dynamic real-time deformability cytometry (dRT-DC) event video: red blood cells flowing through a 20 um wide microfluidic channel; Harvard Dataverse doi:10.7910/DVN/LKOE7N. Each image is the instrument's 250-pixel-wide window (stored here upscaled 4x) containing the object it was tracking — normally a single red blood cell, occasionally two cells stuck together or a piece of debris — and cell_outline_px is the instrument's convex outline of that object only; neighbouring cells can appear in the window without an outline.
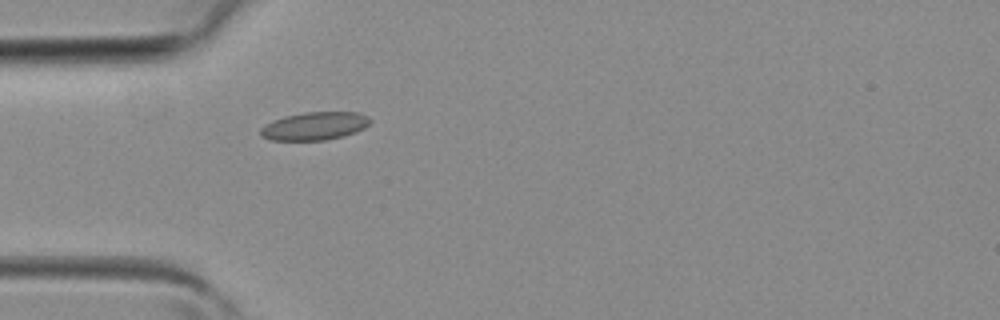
{"species": "common noctule bat (a hibernating species)", "species_latin": "Nyctalus noctula", "temperature_condition": "room temperature", "stored_images_in_passage": 1, "camera_frame_rate_fps": 3000, "um_per_image_px": 0.085, "animal": {"sex": "female", "body_mass_g": 19.3, "forearm_length_mm": 54.1}, "frame": {"image": 1, "passage_image": 1, "time_ms": 0.0, "image_size_px": [1000, 320], "cell_outline_px": [[372, 120], [364, 128], [356, 132], [344, 136], [324, 140], [272, 140], [260, 136], [260, 128], [284, 116], [304, 112], [360, 112], [368, 116]], "centroid_in_image_um": [26.78, 10.71], "position_along_channel_um": 58.2, "area_um2": 17.86}}